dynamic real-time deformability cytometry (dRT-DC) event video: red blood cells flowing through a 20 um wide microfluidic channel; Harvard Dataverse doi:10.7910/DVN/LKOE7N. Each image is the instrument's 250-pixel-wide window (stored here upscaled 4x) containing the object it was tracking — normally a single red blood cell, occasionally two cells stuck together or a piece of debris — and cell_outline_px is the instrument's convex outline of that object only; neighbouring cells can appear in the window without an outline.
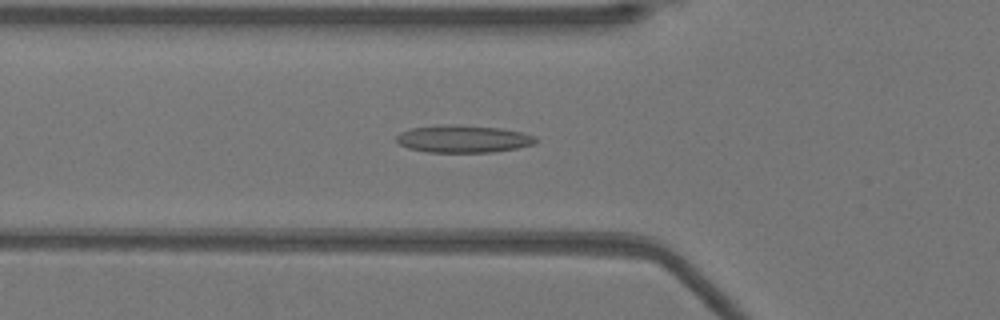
{"species": "Egyptian fruit bat (a non-hibernating species)", "species_latin": "Rousettus aegyptiacus", "temperature_condition": "warm", "stored_images_in_passage": 52, "camera_frame_rate_fps": 3000, "um_per_image_px": 0.085, "animal": {"sex": "female"}, "frame": {"image": 1, "passage_image": 18, "time_ms": 5.667, "image_size_px": [1000, 320], "cell_outline_px": [[536, 144], [516, 148], [492, 152], [428, 152], [408, 148], [400, 144], [396, 140], [396, 136], [400, 132], [412, 128], [440, 124], [456, 124], [500, 128], [520, 132], [536, 136]], "centroid_in_image_um": [39.36, 11.8], "position_along_channel_um": 86.4, "area_um2": 22.31}}
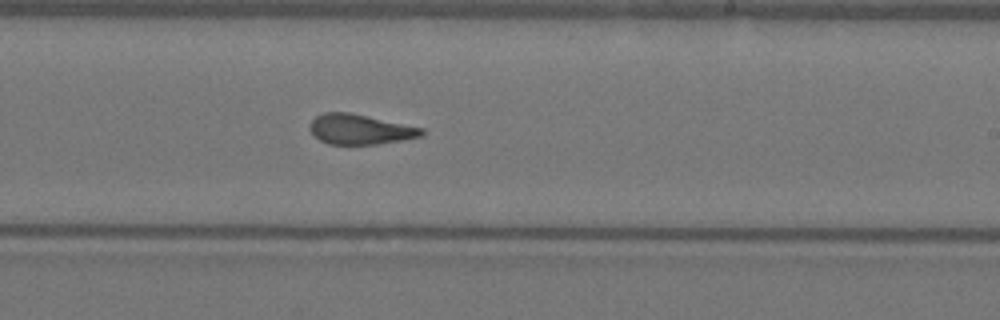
{"frame": {"image": 2, "passage_image": 31, "time_ms": 10.0, "image_size_px": [1000, 320], "cell_outline_px": [[424, 136], [380, 144], [328, 144], [320, 140], [308, 128], [312, 120], [316, 116], [324, 112], [348, 112], [424, 128]], "centroid_in_image_um": [30.62, 11.0], "position_along_channel_um": 258.4, "area_um2": 19.54}}
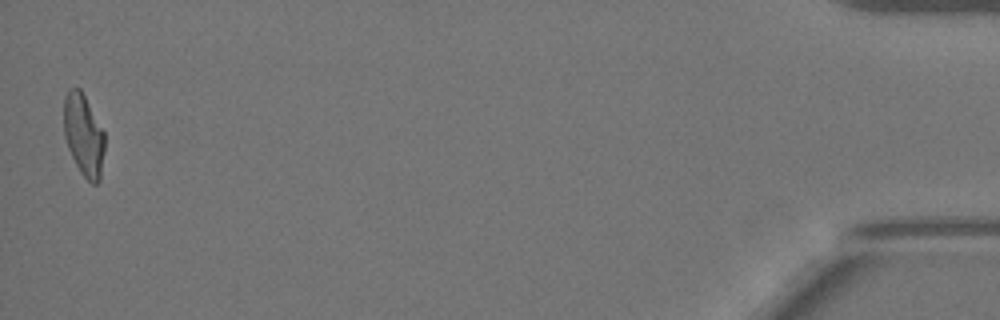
{"frame": {"image": 3, "passage_image": 51, "time_ms": 16.667, "image_size_px": [1000, 320], "cell_outline_px": [[104, 152], [100, 180], [96, 184], [92, 184], [80, 172], [68, 148], [64, 136], [64, 96], [68, 88], [80, 88], [104, 132]], "centroid_in_image_um": [7.1, 11.48], "position_along_channel_um": 428.1, "area_um2": 19.42}, "authors_computed_cell_mechanics": {"area_um2": 20.4323, "velocity_mm_per_s": 3.952, "shape_relaxation_time_tau1_ms": null, "shape_relaxation_time_tau2_ms": 1.767, "deformation_change_tau1": null, "deformation_change_tau2": 0.1091}}